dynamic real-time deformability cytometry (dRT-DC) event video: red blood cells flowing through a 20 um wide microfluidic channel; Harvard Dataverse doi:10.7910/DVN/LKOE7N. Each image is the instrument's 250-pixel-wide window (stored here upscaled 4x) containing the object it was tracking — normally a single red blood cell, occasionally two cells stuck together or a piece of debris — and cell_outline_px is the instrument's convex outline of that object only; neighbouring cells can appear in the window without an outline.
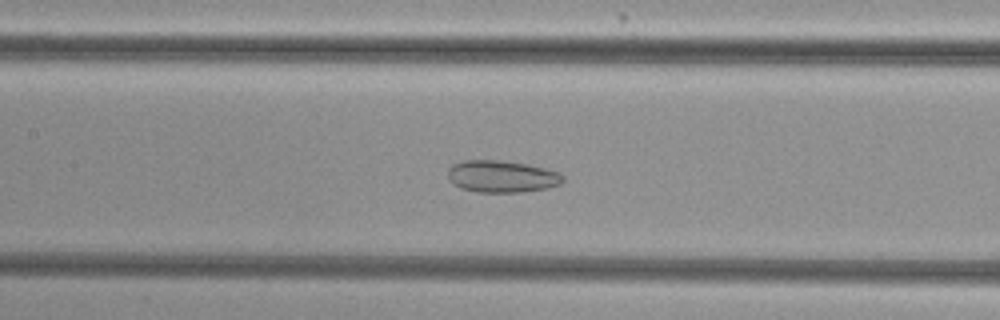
{"species": "common noctule bat (a hibernating species)", "species_latin": "Nyctalus noctula", "temperature_condition": "cold", "stored_images_in_passage": 51, "camera_frame_rate_fps": 3000, "um_per_image_px": 0.085, "animal": {"sex": "female", "body_mass_g": 29.2, "forearm_length_mm": 56.3}, "frame": {"image": 1, "passage_image": 23, "time_ms": 7.333, "image_size_px": [1000, 320], "cell_outline_px": [[564, 180], [560, 184], [548, 188], [524, 192], [476, 192], [460, 188], [452, 184], [448, 180], [448, 168], [452, 164], [464, 160], [500, 160], [528, 164], [544, 168], [556, 172], [564, 176]], "centroid_in_image_um": [42.62, 15.0], "position_along_channel_um": 164.8, "area_um2": 21.68}}
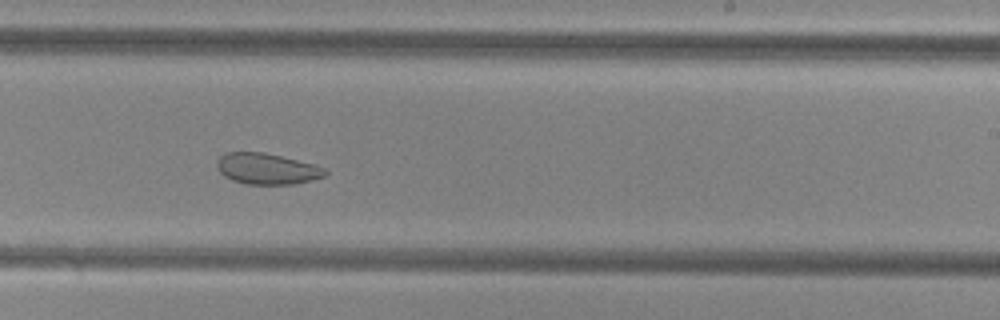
{"frame": {"image": 2, "passage_image": 31, "time_ms": 10.0, "image_size_px": [1000, 320], "cell_outline_px": [[328, 172], [324, 176], [312, 180], [296, 184], [244, 184], [232, 180], [224, 176], [220, 172], [216, 164], [216, 160], [224, 152], [264, 152], [316, 164], [324, 168]], "centroid_in_image_um": [22.68, 14.34], "position_along_channel_um": 266.3, "area_um2": 19.77}}
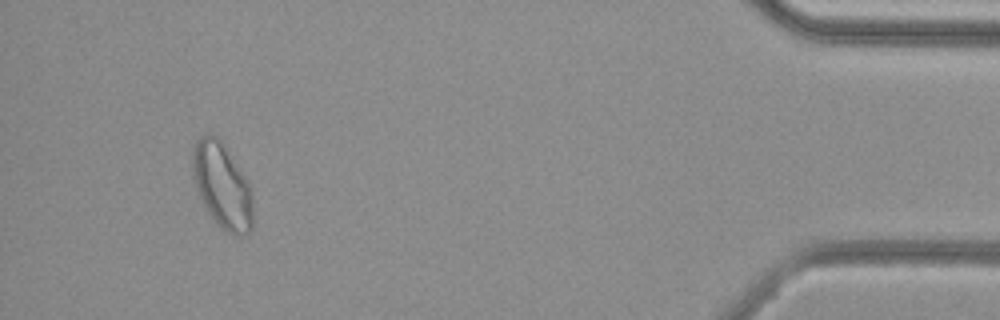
{"frame": {"image": 3, "passage_image": 48, "time_ms": 15.667, "image_size_px": [1000, 320], "cell_outline_px": [[252, 228], [244, 236], [232, 236], [216, 224], [208, 212], [196, 188], [192, 172], [192, 148], [196, 140], [200, 136], [208, 132], [216, 136], [224, 144], [252, 184]], "centroid_in_image_um": [18.9, 15.77], "position_along_channel_um": 416.3, "area_um2": 30.69}, "authors_computed_cell_mechanics": {"area_um2": 26.299, "velocity_mm_per_s": 3.8183, "shape_relaxation_time_tau1_ms": null, "shape_relaxation_time_tau2_ms": 3.1822, "deformation_change_tau1": null, "deformation_change_tau2": 0.0833}}